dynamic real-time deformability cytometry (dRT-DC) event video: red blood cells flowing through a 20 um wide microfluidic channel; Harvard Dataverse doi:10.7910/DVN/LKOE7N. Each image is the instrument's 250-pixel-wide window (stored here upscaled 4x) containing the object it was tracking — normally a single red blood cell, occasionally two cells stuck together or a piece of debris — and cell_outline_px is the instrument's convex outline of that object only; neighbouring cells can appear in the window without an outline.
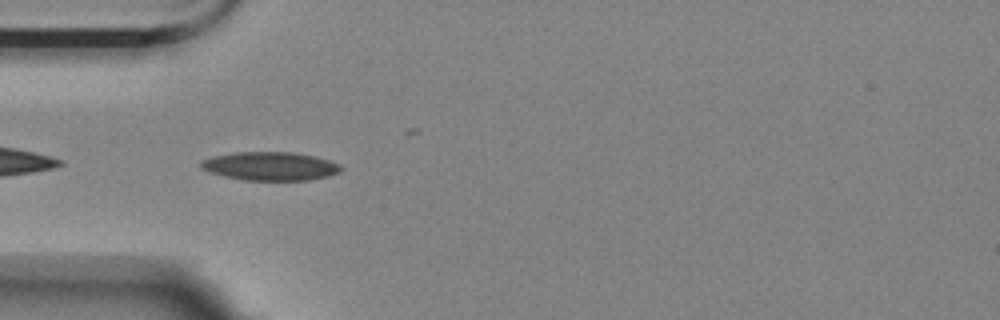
{"species": "Egyptian fruit bat (a non-hibernating species)", "species_latin": "Rousettus aegyptiacus", "temperature_condition": "room temperature", "stored_images_in_passage": 25, "camera_frame_rate_fps": 3000, "um_per_image_px": 0.085, "animal": {"sex": "female"}, "frame": {"image": 1, "passage_image": 2, "time_ms": 0.333, "image_size_px": [1000, 320], "cell_outline_px": [[344, 168], [340, 172], [328, 176], [308, 180], [244, 180], [224, 176], [208, 172], [200, 168], [200, 160], [212, 156], [232, 152], [292, 152], [312, 156], [328, 160], [340, 164]], "centroid_in_image_um": [22.93, 14.12], "position_along_channel_um": 62.1, "area_um2": 23.41}}
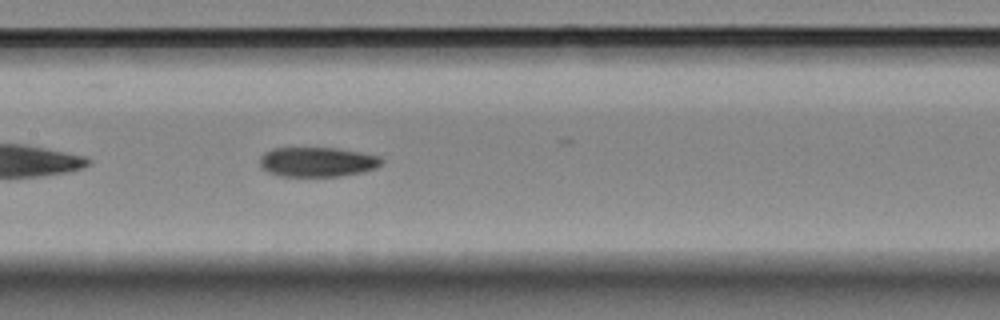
{"frame": {"image": 2, "passage_image": 12, "time_ms": 3.667, "image_size_px": [1000, 320], "cell_outline_px": [[384, 160], [376, 168], [364, 172], [340, 176], [280, 176], [268, 172], [260, 168], [260, 156], [264, 152], [272, 148], [336, 148], [360, 152], [380, 156]], "centroid_in_image_um": [26.96, 13.76], "position_along_channel_um": 180.4, "area_um2": 21.21}}
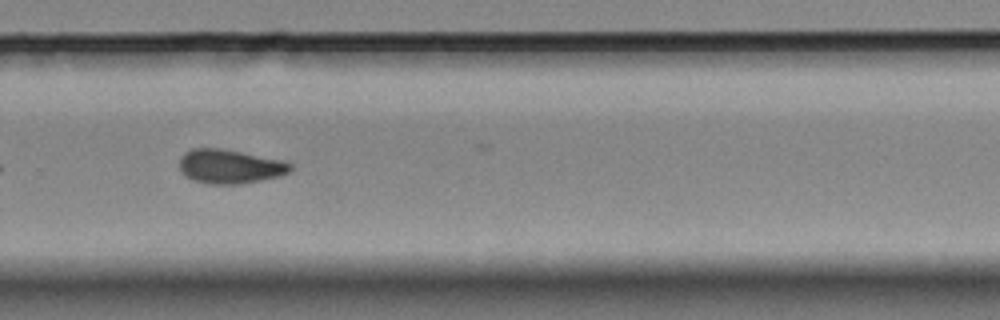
{"frame": {"image": 3, "passage_image": 23, "time_ms": 7.333, "image_size_px": [1000, 320], "cell_outline_px": [[292, 168], [288, 172], [280, 176], [240, 184], [212, 184], [192, 180], [184, 176], [180, 172], [180, 156], [184, 152], [192, 148], [220, 148], [288, 160], [292, 164]], "centroid_in_image_um": [19.55, 14.14], "position_along_channel_um": 310.3, "area_um2": 22.43}}